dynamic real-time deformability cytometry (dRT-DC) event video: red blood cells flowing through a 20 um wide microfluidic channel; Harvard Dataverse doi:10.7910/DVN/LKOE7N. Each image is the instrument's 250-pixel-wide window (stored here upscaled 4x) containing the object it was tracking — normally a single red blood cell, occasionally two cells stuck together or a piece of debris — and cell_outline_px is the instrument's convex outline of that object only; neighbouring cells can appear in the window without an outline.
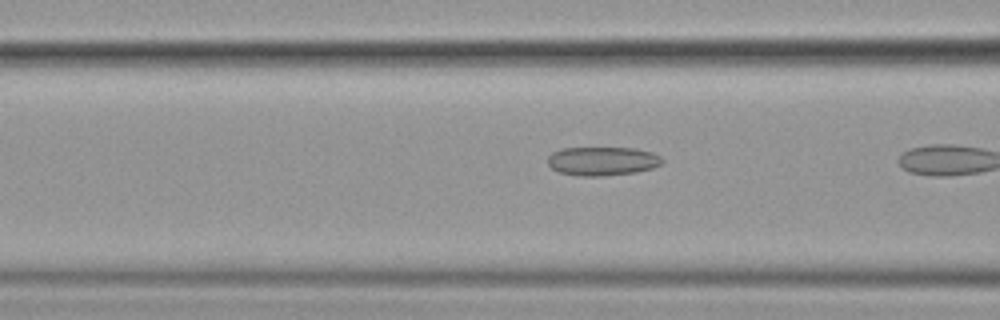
{"species": "common noctule bat (a hibernating species)", "species_latin": "Nyctalus noctula", "temperature_condition": "cold", "stored_images_in_passage": 24, "camera_frame_rate_fps": 3000, "um_per_image_px": 0.085, "animal": {"sex": "female", "body_mass_g": 19.9}, "frame": {"image": 1, "passage_image": 21, "time_ms": 6.667, "image_size_px": [1000, 320], "cell_outline_px": [[664, 160], [660, 164], [652, 168], [636, 172], [600, 176], [580, 176], [560, 172], [552, 168], [548, 164], [548, 156], [552, 152], [560, 148], [636, 148], [652, 152], [660, 156]], "centroid_in_image_um": [51.2, 13.68], "position_along_channel_um": 115.4, "area_um2": 19.19}}